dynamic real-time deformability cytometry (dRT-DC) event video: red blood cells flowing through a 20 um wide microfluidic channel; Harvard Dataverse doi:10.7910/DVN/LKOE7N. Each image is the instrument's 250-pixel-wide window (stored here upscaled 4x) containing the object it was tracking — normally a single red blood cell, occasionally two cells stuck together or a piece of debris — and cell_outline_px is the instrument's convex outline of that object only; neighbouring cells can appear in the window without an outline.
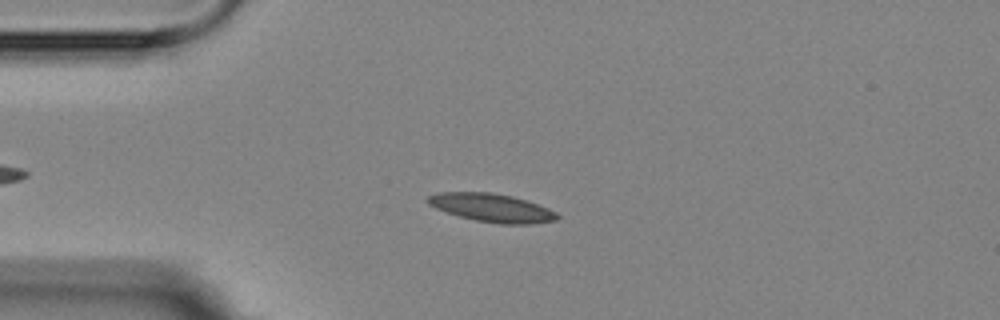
{"species": "Egyptian fruit bat (a non-hibernating species)", "species_latin": "Rousettus aegyptiacus", "temperature_condition": "room temperature", "stored_images_in_passage": 15, "camera_frame_rate_fps": 3000, "um_per_image_px": 0.085, "animal": {"sex": "female"}, "frame": {"image": 1, "passage_image": 4, "time_ms": 3.333, "image_size_px": [1000, 320], "cell_outline_px": [[560, 216], [556, 220], [532, 224], [500, 224], [476, 220], [460, 216], [436, 208], [428, 204], [424, 200], [428, 196], [436, 192], [492, 192], [512, 196], [548, 208], [556, 212]], "centroid_in_image_um": [41.78, 17.65], "position_along_channel_um": 43.2, "area_um2": 21.27}}
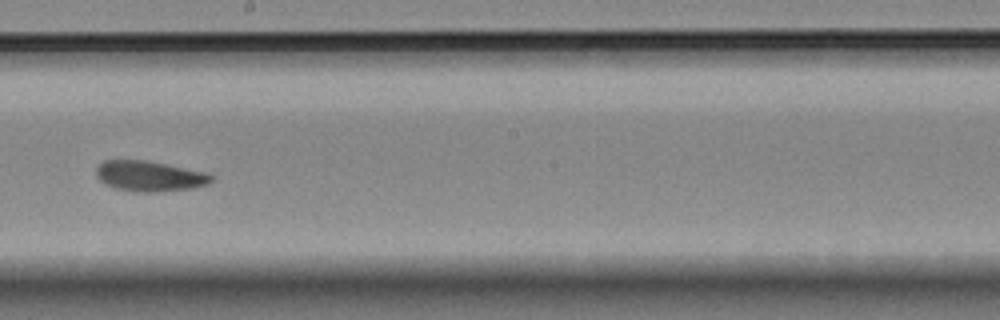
{"frame": {"image": 2, "passage_image": 9, "time_ms": 9.333, "image_size_px": [1000, 320], "cell_outline_px": [[212, 180], [208, 184], [192, 188], [156, 192], [136, 192], [116, 188], [104, 184], [96, 176], [96, 168], [104, 160], [144, 160], [208, 172], [212, 176]], "centroid_in_image_um": [12.7, 14.97], "position_along_channel_um": 235.5, "area_um2": 20.4}}
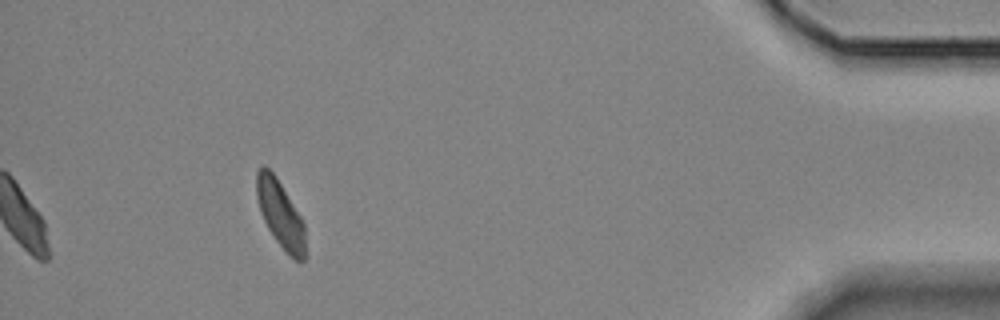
{"frame": {"image": 3, "passage_image": 15, "time_ms": 16.0, "image_size_px": [1000, 320], "cell_outline_px": [[304, 260], [296, 260], [276, 240], [268, 228], [260, 212], [256, 196], [256, 172], [264, 164], [276, 176], [300, 216], [304, 224]], "centroid_in_image_um": [23.79, 18.13], "position_along_channel_um": 411.4, "area_um2": 18.5}, "authors_computed_cell_mechanics": {"area_um2": 19.9988, "velocity_mm_per_s": 3.5274, "shape_relaxation_time_tau1_ms": 6.7576, "shape_relaxation_time_tau2_ms": null, "deformation_change_tau1": 0.126, "deformation_change_tau2": null}}